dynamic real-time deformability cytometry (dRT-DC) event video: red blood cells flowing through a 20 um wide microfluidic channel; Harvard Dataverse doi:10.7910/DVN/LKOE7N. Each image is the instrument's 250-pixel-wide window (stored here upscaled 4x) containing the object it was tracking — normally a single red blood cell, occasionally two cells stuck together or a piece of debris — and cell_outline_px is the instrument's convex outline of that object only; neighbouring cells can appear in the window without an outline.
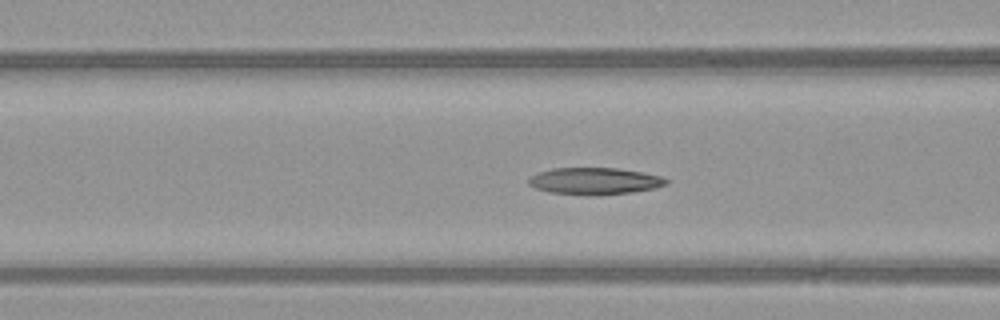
{"species": "common noctule bat (a hibernating species)", "species_latin": "Nyctalus noctula", "temperature_condition": "warm", "stored_images_in_passage": 51, "camera_frame_rate_fps": 3000, "um_per_image_px": 0.085, "animal": {"sex": "female", "body_mass_g": 21.9}, "frame": {"image": 1, "passage_image": 21, "time_ms": 6.667, "image_size_px": [1000, 320], "cell_outline_px": [[668, 184], [656, 188], [632, 192], [596, 196], [588, 196], [548, 192], [536, 188], [528, 184], [528, 180], [532, 176], [540, 172], [552, 168], [616, 168], [640, 172], [660, 176], [668, 180]], "centroid_in_image_um": [50.54, 15.41], "position_along_channel_um": 116.1, "area_um2": 21.62}}
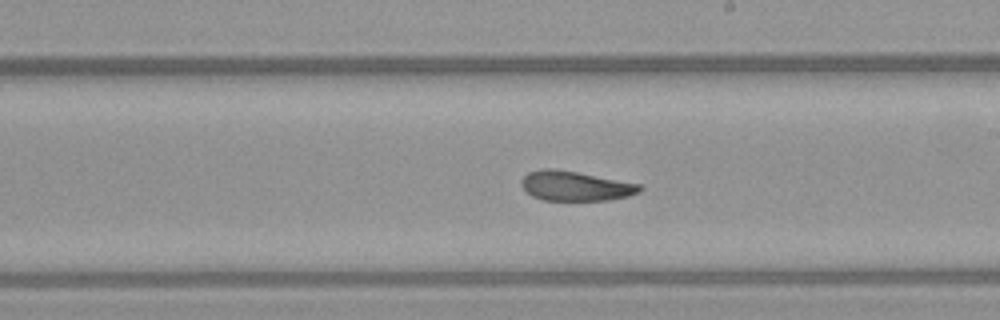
{"frame": {"image": 2, "passage_image": 30, "time_ms": 9.667, "image_size_px": [1000, 320], "cell_outline_px": [[644, 188], [640, 192], [628, 196], [608, 200], [544, 200], [532, 196], [520, 184], [520, 180], [528, 172], [544, 168], [552, 168], [576, 172], [640, 184]], "centroid_in_image_um": [48.9, 15.81], "position_along_channel_um": 240.1, "area_um2": 20.35}}
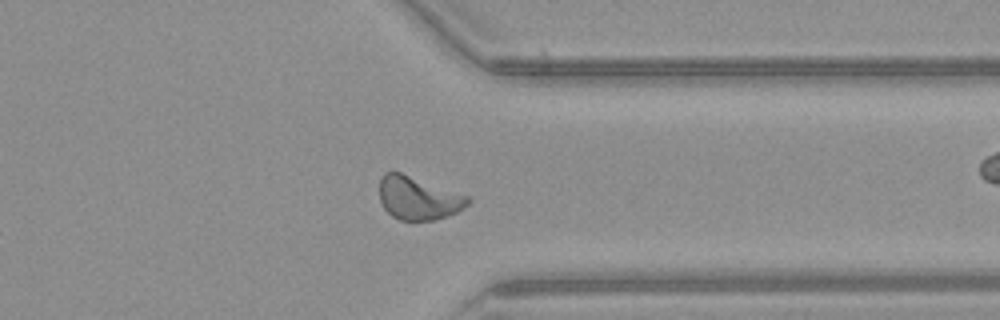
{"frame": {"image": 3, "passage_image": 40, "time_ms": 13.0, "image_size_px": [1000, 320], "cell_outline_px": [[472, 200], [464, 208], [456, 212], [432, 220], [400, 220], [392, 216], [384, 208], [380, 200], [380, 176], [384, 172], [400, 172], [468, 196]], "centroid_in_image_um": [35.53, 16.83], "position_along_channel_um": 375.9, "area_um2": 21.96}, "authors_computed_cell_mechanics": {"area_um2": 21.6172, "velocity_mm_per_s": 4.1292, "shape_relaxation_time_tau1_ms": 3.662, "shape_relaxation_time_tau2_ms": 1.6408, "deformation_change_tau1": 0.1609, "deformation_change_tau2": 0.0901}}